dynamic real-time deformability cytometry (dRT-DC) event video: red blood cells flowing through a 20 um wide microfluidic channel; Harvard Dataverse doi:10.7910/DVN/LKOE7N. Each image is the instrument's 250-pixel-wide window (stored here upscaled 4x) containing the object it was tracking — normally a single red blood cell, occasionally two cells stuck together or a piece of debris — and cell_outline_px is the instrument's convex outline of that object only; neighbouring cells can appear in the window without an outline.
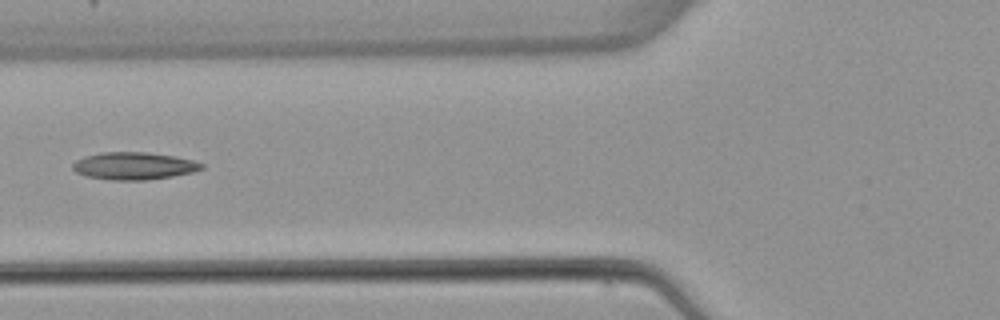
{"species": "common noctule bat (a hibernating species)", "species_latin": "Nyctalus noctula", "temperature_condition": "warm", "stored_images_in_passage": 5, "camera_frame_rate_fps": 3000, "um_per_image_px": 0.085, "animal": {"sex": "female", "body_mass_g": 22.7, "forearm_length_mm": 54.2}, "frame": {"image": 1, "passage_image": 5, "time_ms": 5.0, "image_size_px": [1000, 320], "cell_outline_px": [[204, 168], [192, 172], [172, 176], [148, 180], [112, 180], [88, 176], [76, 172], [72, 168], [72, 164], [76, 160], [84, 156], [100, 152], [144, 152], [172, 156], [192, 160], [204, 164]], "centroid_in_image_um": [11.36, 14.1], "position_along_channel_um": 114.4, "area_um2": 20.46}}